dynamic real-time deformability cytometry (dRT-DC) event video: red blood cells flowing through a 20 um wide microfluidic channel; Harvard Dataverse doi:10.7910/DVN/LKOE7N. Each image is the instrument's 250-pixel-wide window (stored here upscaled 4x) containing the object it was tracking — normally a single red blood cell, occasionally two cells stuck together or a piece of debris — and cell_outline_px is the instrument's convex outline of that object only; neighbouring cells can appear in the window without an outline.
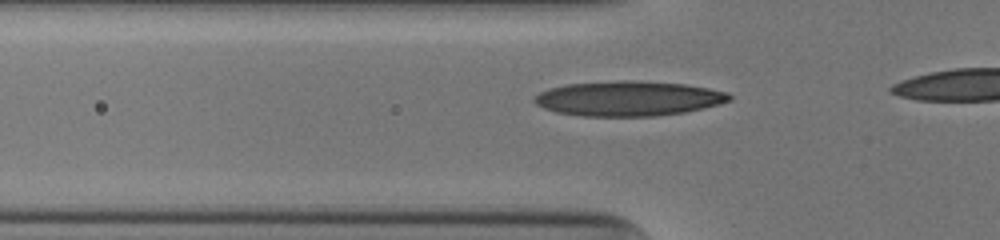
{"species": "human", "species_latin": "Homo sapiens", "temperature_condition": "cold", "stored_images_in_passage": 10, "camera_frame_rate_fps": 3000, "um_per_image_px": 0.085, "donor": {"sex": "male"}, "frame": {"image": 1, "passage_image": 7, "time_ms": 2.0, "image_size_px": [1000, 240], "cell_outline_px": [[732, 100], [720, 104], [704, 108], [684, 112], [656, 116], [584, 116], [556, 112], [544, 108], [536, 104], [532, 100], [540, 92], [548, 88], [568, 84], [620, 80], [640, 80], [684, 84], [708, 88], [728, 92], [732, 96]], "centroid_in_image_um": [53.44, 8.37], "position_along_channel_um": 72.4, "area_um2": 39.82}}